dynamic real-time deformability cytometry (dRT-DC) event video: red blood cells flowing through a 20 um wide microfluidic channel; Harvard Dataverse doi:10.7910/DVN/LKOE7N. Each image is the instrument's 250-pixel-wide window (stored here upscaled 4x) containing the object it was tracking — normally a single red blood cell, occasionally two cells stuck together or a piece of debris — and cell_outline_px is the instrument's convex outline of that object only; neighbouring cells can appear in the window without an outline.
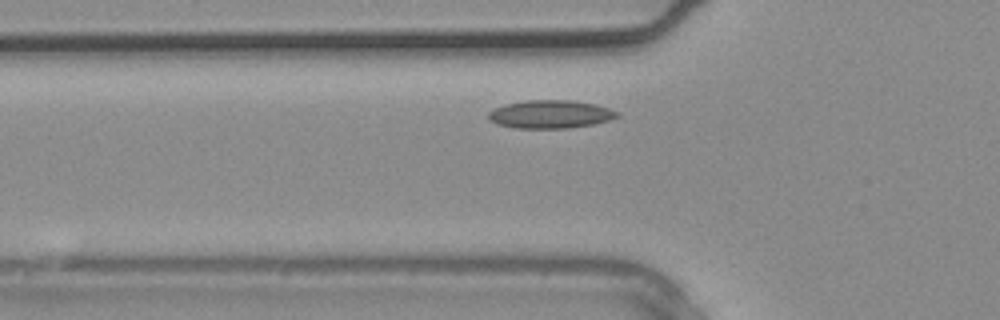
{"species": "common noctule bat (a hibernating species)", "species_latin": "Nyctalus noctula", "temperature_condition": "warm", "stored_images_in_passage": 4, "camera_frame_rate_fps": 3000, "um_per_image_px": 0.085, "animal": {"sex": "male", "body_mass_g": 20.4}, "frame": {"image": 1, "passage_image": 4, "time_ms": 1.0, "image_size_px": [1000, 320], "cell_outline_px": [[620, 116], [608, 120], [592, 124], [568, 128], [516, 128], [496, 124], [488, 120], [488, 112], [504, 104], [524, 100], [572, 100], [596, 104], [620, 112]], "centroid_in_image_um": [46.77, 9.7], "position_along_channel_um": 79.0, "area_um2": 21.21}}